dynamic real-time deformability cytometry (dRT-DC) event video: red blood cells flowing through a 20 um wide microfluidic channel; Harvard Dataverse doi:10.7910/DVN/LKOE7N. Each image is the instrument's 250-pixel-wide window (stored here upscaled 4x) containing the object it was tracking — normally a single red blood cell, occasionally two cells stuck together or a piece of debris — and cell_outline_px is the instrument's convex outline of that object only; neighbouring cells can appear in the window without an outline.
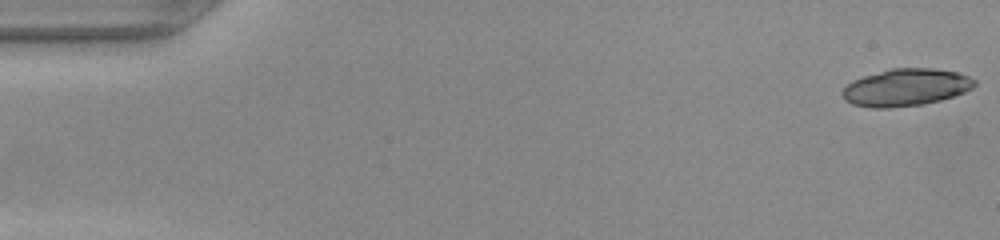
{"species": "common noctule bat (a hibernating species)", "species_latin": "Nyctalus noctula", "temperature_condition": "warm", "stored_images_in_passage": 18, "camera_frame_rate_fps": 3000, "um_per_image_px": 0.085, "animal": {"sex": "female", "body_mass_g": 22.0, "forearm_length_mm": 56.7}, "frame": {"image": 1, "passage_image": 1, "time_ms": 0.0, "image_size_px": [1000, 240], "cell_outline_px": [[976, 84], [972, 88], [964, 92], [940, 100], [924, 104], [888, 108], [872, 108], [852, 104], [844, 100], [844, 88], [852, 80], [864, 76], [892, 68], [932, 68], [960, 72], [976, 80]], "centroid_in_image_um": [77.02, 7.43], "position_along_channel_um": 8.0, "area_um2": 28.61}}
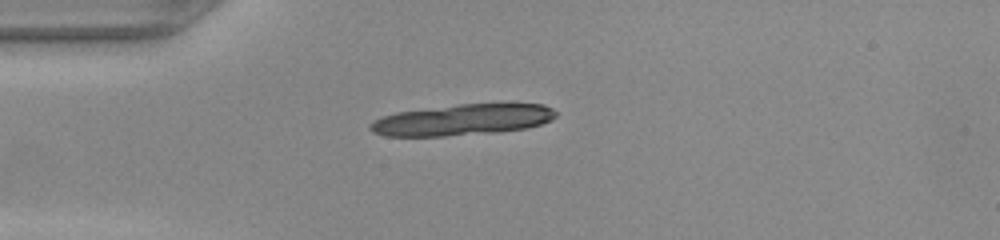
{"frame": {"image": 2, "passage_image": 13, "time_ms": 4.0, "image_size_px": [1000, 240], "cell_outline_px": [[556, 116], [552, 120], [528, 128], [496, 132], [444, 136], [384, 136], [372, 132], [368, 128], [368, 124], [372, 120], [396, 112], [460, 104], [544, 104], [552, 108], [556, 112]], "centroid_in_image_um": [39.28, 10.19], "position_along_channel_um": 45.7, "area_um2": 33.64}}